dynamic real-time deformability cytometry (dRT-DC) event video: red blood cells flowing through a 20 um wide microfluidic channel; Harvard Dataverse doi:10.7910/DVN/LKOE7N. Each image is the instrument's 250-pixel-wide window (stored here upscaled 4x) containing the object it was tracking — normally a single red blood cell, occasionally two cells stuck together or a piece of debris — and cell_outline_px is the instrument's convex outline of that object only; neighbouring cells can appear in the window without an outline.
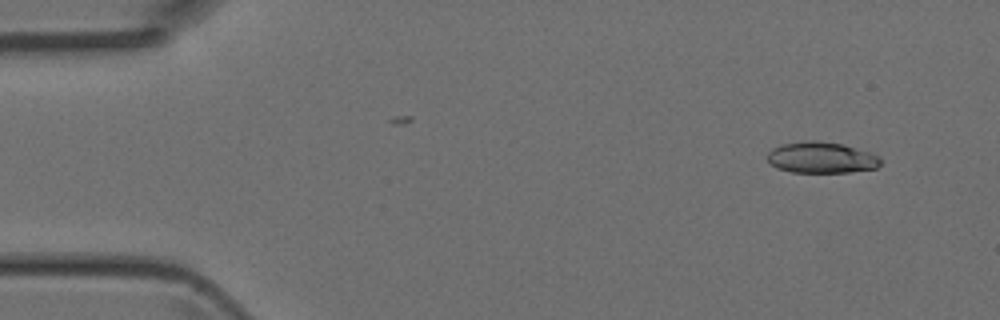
{"species": "Egyptian fruit bat (a non-hibernating species)", "species_latin": "Rousettus aegyptiacus", "temperature_condition": "room temperature", "stored_images_in_passage": 46, "camera_frame_rate_fps": 3000, "um_per_image_px": 0.085, "animal": {"sex": "female"}, "frame": {"image": 1, "passage_image": 3, "time_ms": 0.667, "image_size_px": [1000, 320], "cell_outline_px": [[880, 164], [876, 168], [848, 172], [792, 172], [776, 168], [768, 164], [768, 152], [772, 148], [784, 144], [804, 140], [816, 140], [844, 144], [872, 152], [880, 156]], "centroid_in_image_um": [69.82, 13.38], "position_along_channel_um": 15.2, "area_um2": 20.81}}
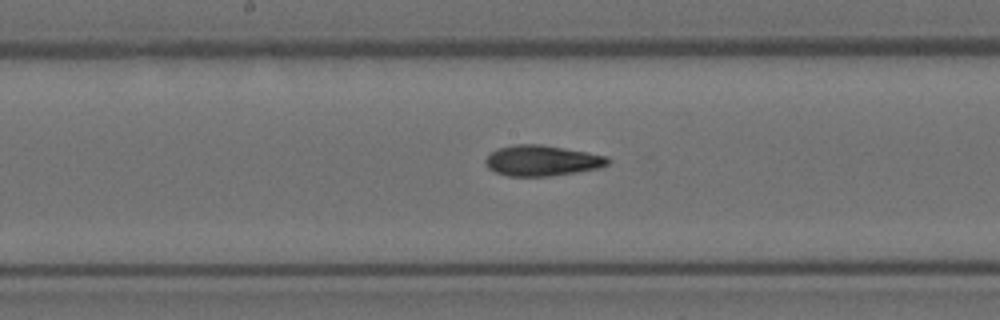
{"frame": {"image": 2, "passage_image": 23, "time_ms": 7.333, "image_size_px": [1000, 320], "cell_outline_px": [[612, 160], [608, 164], [600, 168], [576, 172], [548, 176], [508, 176], [496, 172], [488, 168], [484, 164], [484, 160], [492, 152], [500, 148], [516, 144], [540, 144], [564, 148], [608, 156]], "centroid_in_image_um": [46.09, 13.65], "position_along_channel_um": 202.1, "area_um2": 21.79}}
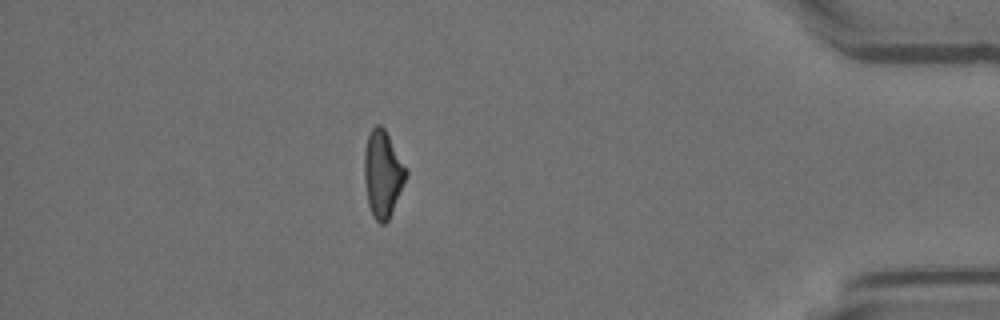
{"frame": {"image": 3, "passage_image": 40, "time_ms": 13.0, "image_size_px": [1000, 320], "cell_outline_px": [[408, 172], [392, 212], [388, 220], [384, 224], [380, 224], [372, 216], [368, 204], [364, 180], [364, 148], [368, 136], [372, 128], [376, 124], [380, 124], [384, 128], [408, 168]], "centroid_in_image_um": [32.52, 14.76], "position_along_channel_um": 402.7, "area_um2": 21.21}}